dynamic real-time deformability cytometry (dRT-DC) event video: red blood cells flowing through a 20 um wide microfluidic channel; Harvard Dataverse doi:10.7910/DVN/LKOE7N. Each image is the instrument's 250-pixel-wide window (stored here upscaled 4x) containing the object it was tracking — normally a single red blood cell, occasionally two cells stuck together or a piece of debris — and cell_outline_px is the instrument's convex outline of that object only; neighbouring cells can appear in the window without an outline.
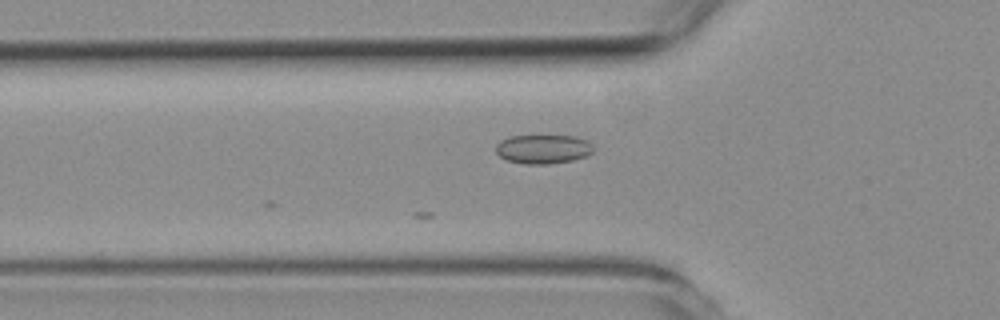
{"species": "common noctule bat (a hibernating species)", "species_latin": "Nyctalus noctula", "temperature_condition": "room temperature", "stored_images_in_passage": 14, "camera_frame_rate_fps": 3000, "um_per_image_px": 0.085, "animal": {"sex": "female", "body_mass_g": 19.3, "forearm_length_mm": 54.1}, "frame": {"image": 1, "passage_image": 2, "time_ms": 0.333, "image_size_px": [1000, 320], "cell_outline_px": [[592, 152], [584, 156], [572, 160], [548, 164], [524, 164], [508, 160], [500, 156], [496, 152], [496, 144], [500, 140], [508, 136], [576, 136], [588, 140], [592, 144]], "centroid_in_image_um": [46.15, 12.66], "position_along_channel_um": 79.7, "area_um2": 16.47}}
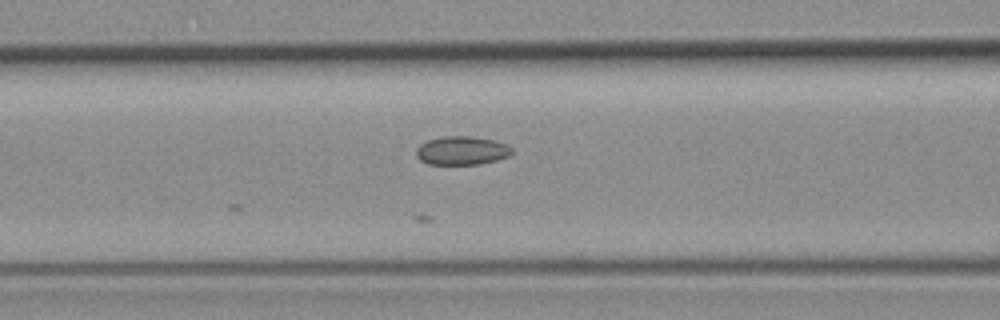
{"frame": {"image": 2, "passage_image": 6, "time_ms": 1.667, "image_size_px": [1000, 320], "cell_outline_px": [[512, 152], [508, 156], [496, 160], [480, 164], [428, 164], [420, 160], [416, 156], [416, 148], [420, 144], [428, 140], [444, 136], [472, 136], [496, 140], [508, 144], [512, 148]], "centroid_in_image_um": [39.26, 12.79], "position_along_channel_um": 127.3, "area_um2": 16.07}}
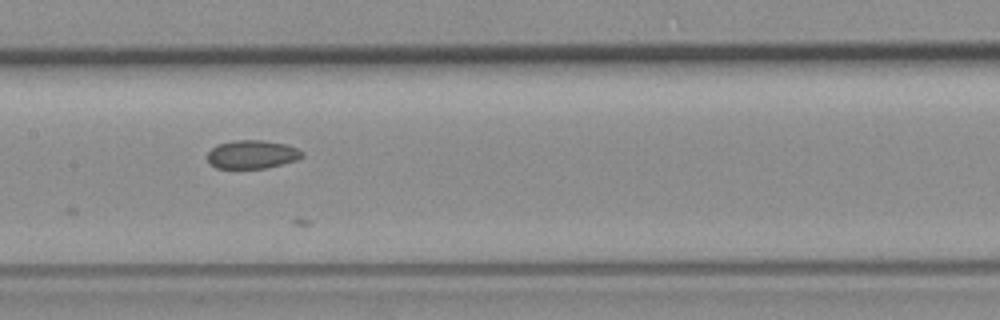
{"frame": {"image": 3, "passage_image": 11, "time_ms": 3.333, "image_size_px": [1000, 320], "cell_outline_px": [[304, 156], [296, 160], [264, 168], [216, 168], [208, 164], [208, 152], [216, 144], [236, 140], [264, 140], [284, 144], [296, 148], [304, 152]], "centroid_in_image_um": [21.4, 13.12], "position_along_channel_um": 186.0, "area_um2": 15.66}}